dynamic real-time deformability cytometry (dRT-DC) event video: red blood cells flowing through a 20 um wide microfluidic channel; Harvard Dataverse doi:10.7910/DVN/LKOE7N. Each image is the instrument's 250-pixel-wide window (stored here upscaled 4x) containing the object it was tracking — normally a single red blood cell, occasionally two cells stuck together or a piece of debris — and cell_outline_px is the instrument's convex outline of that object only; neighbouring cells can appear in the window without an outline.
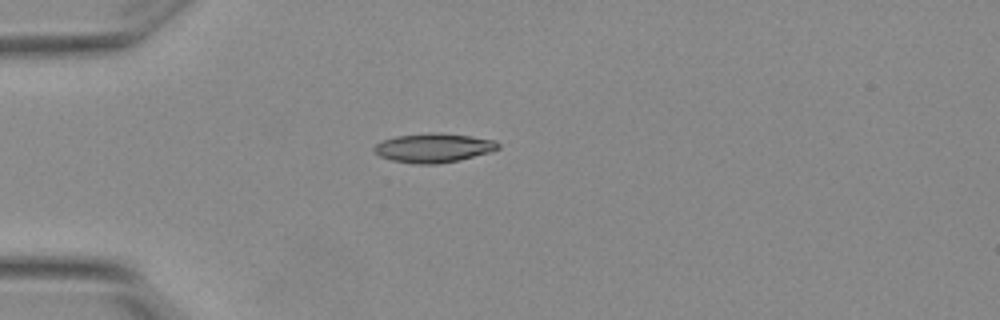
{"species": "Egyptian fruit bat (a non-hibernating species)", "species_latin": "Rousettus aegyptiacus", "temperature_condition": "warm", "stored_images_in_passage": 1, "camera_frame_rate_fps": 3000, "um_per_image_px": 0.085, "animal": {"sex": "female"}, "frame": {"image": 1, "passage_image": 1, "time_ms": 0.0, "image_size_px": [1000, 320], "cell_outline_px": [[500, 148], [488, 152], [460, 160], [436, 164], [416, 164], [392, 160], [380, 156], [372, 148], [376, 144], [384, 140], [396, 136], [432, 132], [436, 132], [472, 136], [492, 140], [500, 144]], "centroid_in_image_um": [36.85, 12.56], "position_along_channel_um": 48.2, "area_um2": 20.87}}